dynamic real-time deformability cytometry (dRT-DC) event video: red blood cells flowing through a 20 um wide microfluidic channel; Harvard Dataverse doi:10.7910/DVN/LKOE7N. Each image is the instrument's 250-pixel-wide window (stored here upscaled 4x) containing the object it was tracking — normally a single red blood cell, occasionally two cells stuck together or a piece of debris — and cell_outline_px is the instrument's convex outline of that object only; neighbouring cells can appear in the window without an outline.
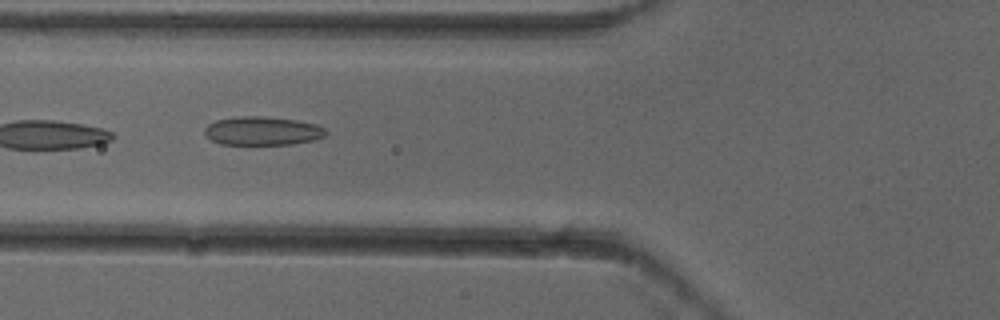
{"species": "common noctule bat (a hibernating species)", "species_latin": "Nyctalus noctula", "temperature_condition": "cold", "stored_images_in_passage": 6, "camera_frame_rate_fps": 3000, "um_per_image_px": 0.085, "animal": {"sex": "female"}, "frame": {"image": 1, "passage_image": 6, "time_ms": 1.667, "image_size_px": [1000, 320], "cell_outline_px": [[328, 132], [324, 136], [316, 140], [292, 144], [220, 144], [212, 140], [204, 132], [204, 128], [208, 124], [216, 120], [240, 116], [264, 116], [296, 120], [316, 124], [324, 128]], "centroid_in_image_um": [22.33, 11.12], "position_along_channel_um": 103.5, "area_um2": 20.23}}